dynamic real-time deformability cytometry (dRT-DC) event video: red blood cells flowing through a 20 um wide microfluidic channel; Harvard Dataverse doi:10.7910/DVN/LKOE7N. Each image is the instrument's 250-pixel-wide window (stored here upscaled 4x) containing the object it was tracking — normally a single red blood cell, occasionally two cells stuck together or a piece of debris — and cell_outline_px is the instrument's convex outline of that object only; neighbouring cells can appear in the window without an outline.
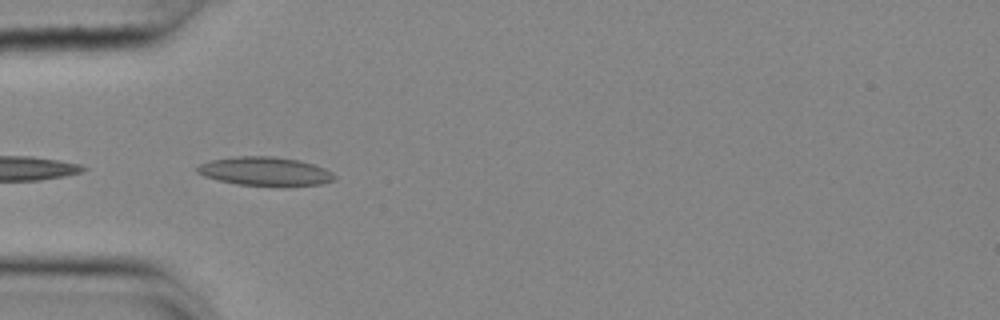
{"species": "common noctule bat (a hibernating species)", "species_latin": "Nyctalus noctula", "temperature_condition": "cold", "stored_images_in_passage": 8, "camera_frame_rate_fps": 3000, "um_per_image_px": 0.085, "animal": {"sex": "female", "body_mass_g": 25.1}, "frame": {"image": 1, "passage_image": 2, "time_ms": 0.333, "image_size_px": [1000, 320], "cell_outline_px": [[336, 176], [332, 180], [320, 184], [288, 188], [280, 188], [236, 184], [204, 176], [196, 172], [196, 168], [200, 164], [212, 160], [236, 156], [272, 156], [300, 160], [324, 168], [332, 172]], "centroid_in_image_um": [22.56, 14.6], "position_along_channel_um": 62.4, "area_um2": 23.52}}